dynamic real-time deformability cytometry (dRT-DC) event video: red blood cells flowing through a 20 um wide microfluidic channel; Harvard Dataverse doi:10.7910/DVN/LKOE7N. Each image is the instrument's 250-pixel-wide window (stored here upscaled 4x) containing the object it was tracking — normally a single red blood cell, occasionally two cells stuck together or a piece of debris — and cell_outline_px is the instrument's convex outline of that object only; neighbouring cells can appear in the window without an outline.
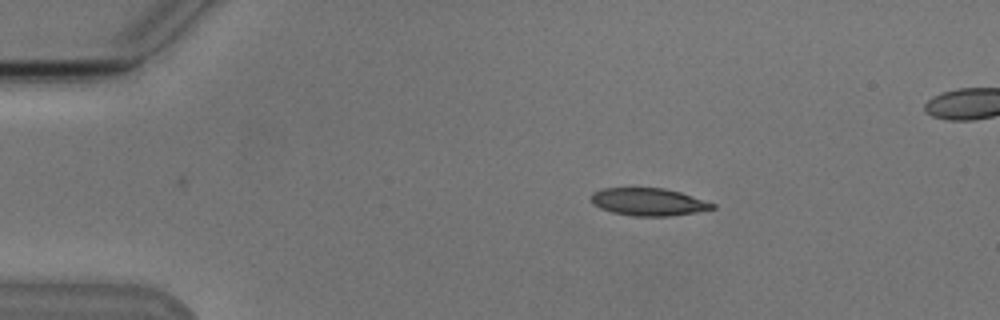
{"species": "Egyptian fruit bat (a non-hibernating species)", "species_latin": "Rousettus aegyptiacus", "temperature_condition": "cold", "stored_images_in_passage": 47, "camera_frame_rate_fps": 3000, "um_per_image_px": 0.085, "animal": {"sex": "male"}, "frame": {"image": 1, "passage_image": 10, "time_ms": 3.0, "image_size_px": [1000, 320], "cell_outline_px": [[716, 208], [696, 212], [668, 216], [632, 216], [612, 212], [600, 208], [592, 204], [592, 192], [604, 188], [664, 188], [680, 192], [716, 204]], "centroid_in_image_um": [55.11, 17.16], "position_along_channel_um": 29.9, "area_um2": 19.42}}
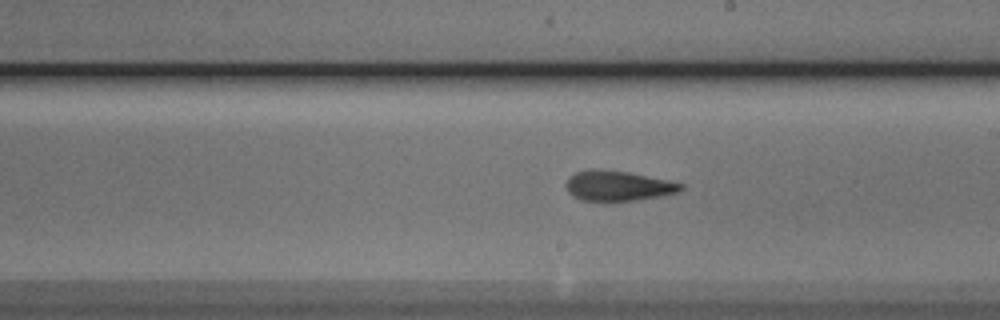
{"frame": {"image": 2, "passage_image": 31, "time_ms": 10.0, "image_size_px": [1000, 320], "cell_outline_px": [[684, 188], [680, 192], [660, 196], [636, 200], [580, 200], [572, 196], [568, 192], [564, 184], [568, 176], [576, 172], [628, 172], [684, 184]], "centroid_in_image_um": [52.55, 15.83], "position_along_channel_um": 236.5, "area_um2": 19.36}}
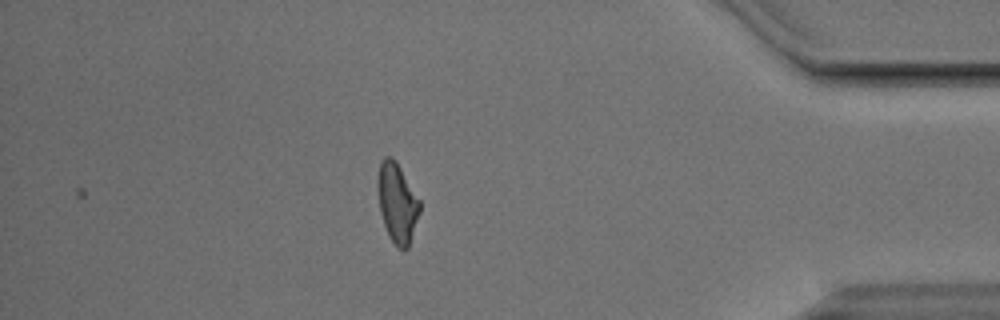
{"frame": {"image": 3, "passage_image": 47, "time_ms": 15.333, "image_size_px": [1000, 320], "cell_outline_px": [[420, 212], [408, 248], [404, 252], [396, 248], [388, 236], [380, 212], [380, 160], [384, 156], [392, 156], [396, 160], [420, 200]], "centroid_in_image_um": [33.81, 17.3], "position_along_channel_um": 401.4, "area_um2": 19.19}, "authors_computed_cell_mechanics": {"area_um2": 19.7098, "velocity_mm_per_s": 3.8045, "shape_relaxation_time_tau1_ms": 7.6743, "shape_relaxation_time_tau2_ms": 1.7903, "deformation_change_tau1": 0.2159, "deformation_change_tau2": 0.0973}}